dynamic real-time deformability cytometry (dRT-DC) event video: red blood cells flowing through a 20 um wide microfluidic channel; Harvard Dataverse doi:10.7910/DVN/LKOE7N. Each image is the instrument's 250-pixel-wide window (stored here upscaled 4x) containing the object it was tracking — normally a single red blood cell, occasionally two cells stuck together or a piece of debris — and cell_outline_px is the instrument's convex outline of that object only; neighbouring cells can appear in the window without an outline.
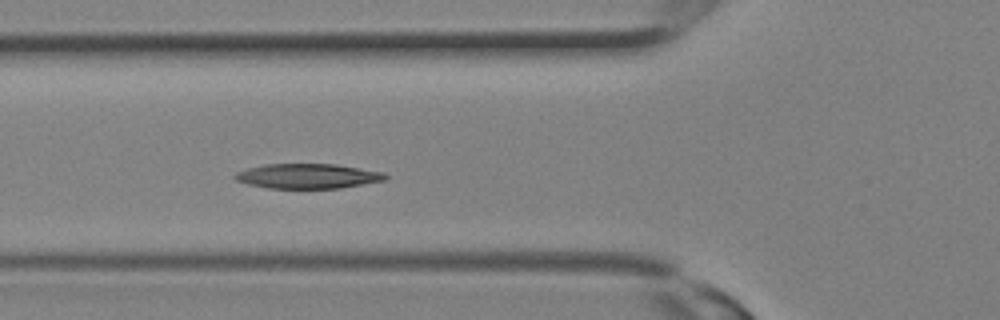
{"species": "Egyptian fruit bat (a non-hibernating species)", "species_latin": "Rousettus aegyptiacus", "temperature_condition": "room temperature", "stored_images_in_passage": 4, "camera_frame_rate_fps": 3000, "um_per_image_px": 0.085, "animal": {"sex": "female"}, "frame": {"image": 1, "passage_image": 4, "time_ms": 1.0, "image_size_px": [1000, 320], "cell_outline_px": [[388, 176], [384, 180], [340, 188], [268, 188], [248, 184], [236, 180], [232, 176], [236, 172], [248, 168], [264, 164], [336, 164], [384, 172]], "centroid_in_image_um": [26.13, 14.96], "position_along_channel_um": 99.7, "area_um2": 21.68}}